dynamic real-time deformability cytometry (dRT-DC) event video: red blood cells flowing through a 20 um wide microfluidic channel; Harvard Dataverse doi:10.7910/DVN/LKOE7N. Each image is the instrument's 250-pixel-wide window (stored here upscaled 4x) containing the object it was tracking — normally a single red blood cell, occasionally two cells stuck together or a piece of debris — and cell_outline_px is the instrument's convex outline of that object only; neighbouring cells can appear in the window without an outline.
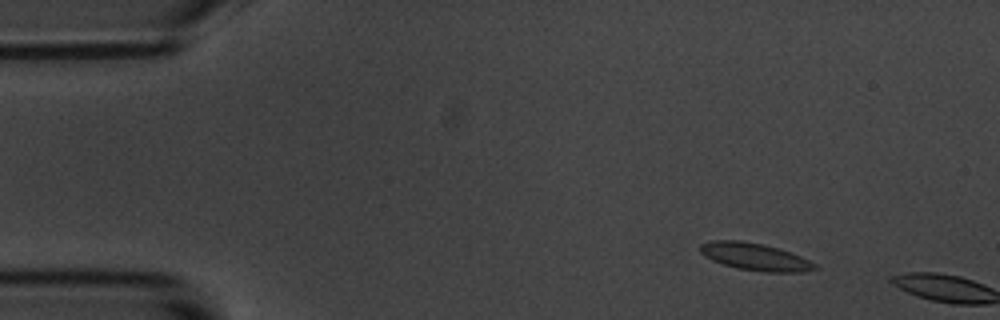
{"species": "common noctule bat (a hibernating species)", "species_latin": "Nyctalus noctula", "temperature_condition": "room temperature", "stored_images_in_passage": 9, "camera_frame_rate_fps": 3000, "um_per_image_px": 0.085, "animal": {"sex": "male", "body_mass_g": 20.1, "forearm_length_mm": 53.5}, "frame": {"image": 1, "passage_image": 7, "time_ms": 2.0, "image_size_px": [1000, 320], "cell_outline_px": [[820, 268], [800, 272], [764, 272], [736, 268], [712, 260], [704, 256], [700, 252], [700, 244], [708, 240], [740, 240], [764, 244], [780, 248], [800, 256], [816, 264]], "centroid_in_image_um": [64.16, 21.81], "position_along_channel_um": 20.8, "area_um2": 18.38}}